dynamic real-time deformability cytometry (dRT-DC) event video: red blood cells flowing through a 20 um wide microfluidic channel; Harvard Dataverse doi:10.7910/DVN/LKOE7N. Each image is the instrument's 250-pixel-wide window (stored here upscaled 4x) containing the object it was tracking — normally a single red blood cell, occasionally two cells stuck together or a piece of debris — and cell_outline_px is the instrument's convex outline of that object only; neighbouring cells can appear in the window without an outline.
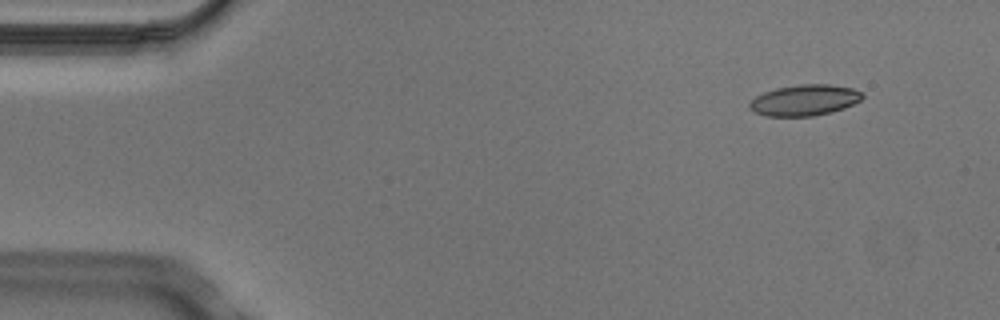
{"species": "Egyptian fruit bat (a non-hibernating species)", "species_latin": "Rousettus aegyptiacus", "temperature_condition": "cold", "stored_images_in_passage": 5, "camera_frame_rate_fps": 3000, "um_per_image_px": 0.085, "animal": {"sex": "male"}, "frame": {"image": 1, "passage_image": 2, "time_ms": 0.333, "image_size_px": [1000, 320], "cell_outline_px": [[864, 96], [860, 100], [844, 108], [832, 112], [812, 116], [764, 116], [748, 108], [748, 104], [756, 96], [764, 92], [776, 88], [800, 84], [828, 84], [852, 88], [864, 92]], "centroid_in_image_um": [68.39, 8.51], "position_along_channel_um": 16.6, "area_um2": 20.4}}